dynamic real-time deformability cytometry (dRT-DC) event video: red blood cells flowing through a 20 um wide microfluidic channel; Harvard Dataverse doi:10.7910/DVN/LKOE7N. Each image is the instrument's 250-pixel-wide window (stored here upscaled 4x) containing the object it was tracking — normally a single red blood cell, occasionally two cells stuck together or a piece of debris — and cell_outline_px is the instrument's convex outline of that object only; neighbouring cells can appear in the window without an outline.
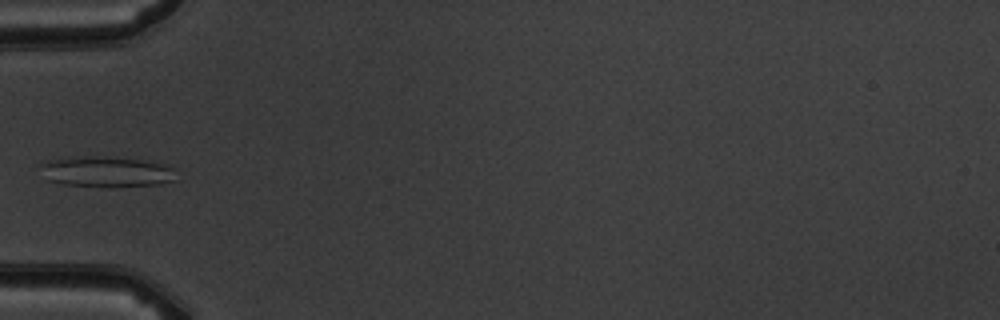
{"species": "common noctule bat (a hibernating species)", "species_latin": "Nyctalus noctula", "temperature_condition": "warm", "stored_images_in_passage": 6, "camera_frame_rate_fps": 3000, "um_per_image_px": 0.085, "animal": {"sex": "male", "body_mass_g": 19.5, "forearm_length_mm": 54.6}, "frame": {"image": 1, "passage_image": 5, "time_ms": 4.667, "image_size_px": [1000, 320], "cell_outline_px": [[172, 180], [160, 184], [64, 184], [44, 180], [40, 164], [48, 160], [64, 156], [96, 156], [140, 160], [164, 164], [172, 168]], "centroid_in_image_um": [8.88, 14.53], "position_along_channel_um": 76.1, "area_um2": 23.06}}
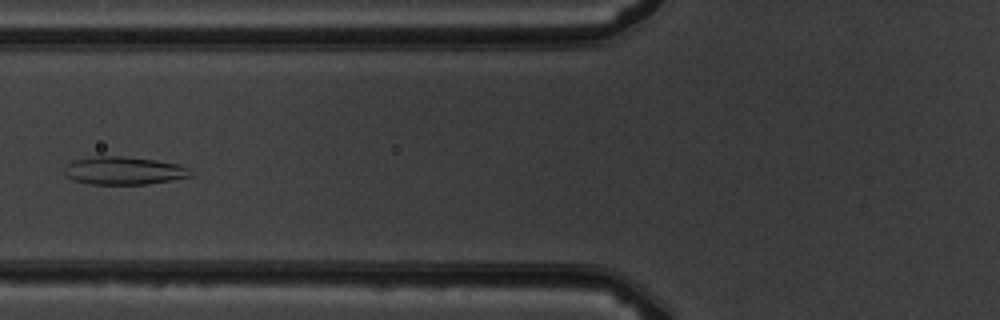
{"frame": {"image": 2, "passage_image": 6, "time_ms": 5.667, "image_size_px": [1000, 320], "cell_outline_px": [[192, 176], [172, 180], [148, 184], [92, 184], [76, 180], [68, 176], [64, 172], [64, 164], [76, 160], [96, 156], [120, 156], [156, 160], [180, 164], [188, 168]], "centroid_in_image_um": [10.54, 14.5], "position_along_channel_um": 115.3, "area_um2": 20.4}}